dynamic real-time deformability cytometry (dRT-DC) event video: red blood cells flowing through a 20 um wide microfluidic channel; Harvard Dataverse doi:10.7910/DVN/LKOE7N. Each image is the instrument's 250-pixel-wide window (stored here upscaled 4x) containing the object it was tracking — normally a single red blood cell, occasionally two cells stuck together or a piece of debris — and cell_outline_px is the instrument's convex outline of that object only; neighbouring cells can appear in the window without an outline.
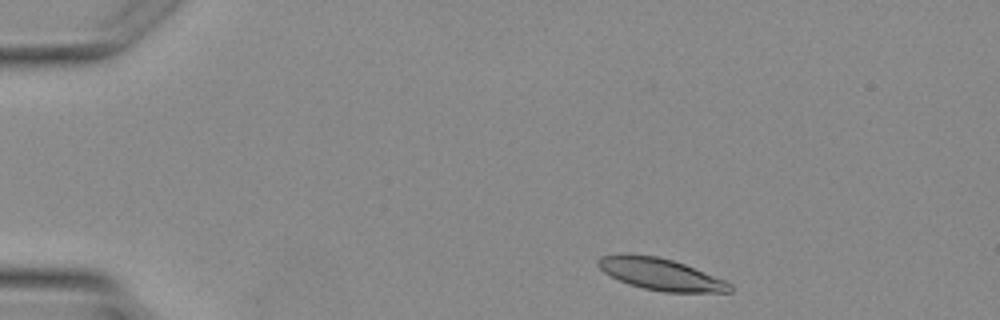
{"species": "Egyptian fruit bat (a non-hibernating species)", "species_latin": "Rousettus aegyptiacus", "temperature_condition": "warm", "stored_images_in_passage": 2, "camera_frame_rate_fps": 3000, "um_per_image_px": 0.085, "animal": {"sex": "female"}, "frame": {"image": 1, "passage_image": 1, "time_ms": 0.0, "image_size_px": [1000, 320], "cell_outline_px": [[732, 292], [664, 292], [644, 288], [628, 284], [604, 272], [596, 264], [596, 260], [600, 256], [628, 252], [656, 256], [672, 260], [684, 264], [724, 280], [732, 284]], "centroid_in_image_um": [56.1, 23.29], "position_along_channel_um": 28.9, "area_um2": 24.45}}